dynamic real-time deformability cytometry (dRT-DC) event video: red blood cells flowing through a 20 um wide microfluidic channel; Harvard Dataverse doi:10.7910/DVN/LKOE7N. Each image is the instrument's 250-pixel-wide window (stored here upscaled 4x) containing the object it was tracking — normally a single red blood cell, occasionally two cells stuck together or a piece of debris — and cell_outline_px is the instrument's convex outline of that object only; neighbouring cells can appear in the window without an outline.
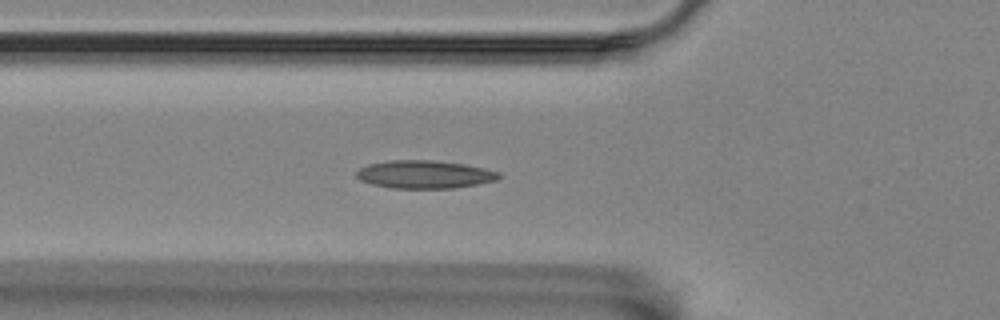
{"species": "Egyptian fruit bat (a non-hibernating species)", "species_latin": "Rousettus aegyptiacus", "temperature_condition": "room temperature", "stored_images_in_passage": 43, "camera_frame_rate_fps": 3000, "um_per_image_px": 0.085, "animal": {"sex": "female"}, "frame": {"image": 1, "passage_image": 5, "time_ms": 1.333, "image_size_px": [1000, 320], "cell_outline_px": [[500, 176], [496, 180], [476, 184], [452, 188], [392, 188], [372, 184], [360, 180], [356, 176], [356, 172], [360, 168], [368, 164], [388, 160], [432, 160], [464, 164], [484, 168], [500, 172]], "centroid_in_image_um": [36.06, 14.82], "position_along_channel_um": 89.7, "area_um2": 23.12}}
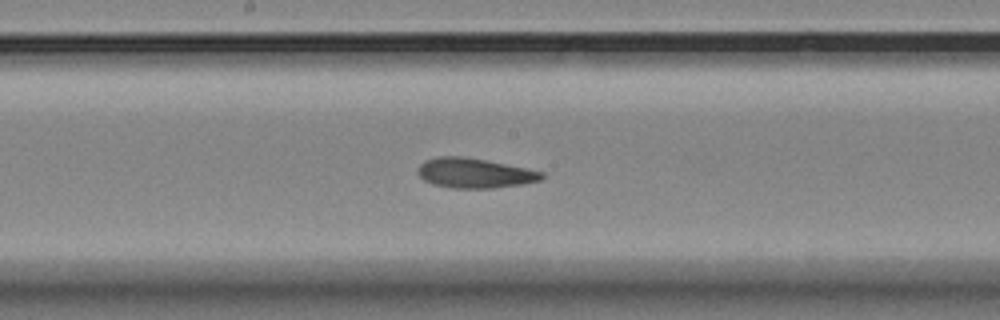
{"frame": {"image": 2, "passage_image": 15, "time_ms": 4.667, "image_size_px": [1000, 320], "cell_outline_px": [[544, 176], [540, 180], [524, 184], [492, 188], [452, 188], [432, 184], [424, 180], [416, 172], [416, 168], [424, 160], [436, 156], [464, 156], [544, 172]], "centroid_in_image_um": [40.27, 14.71], "position_along_channel_um": 207.9, "area_um2": 21.56}}
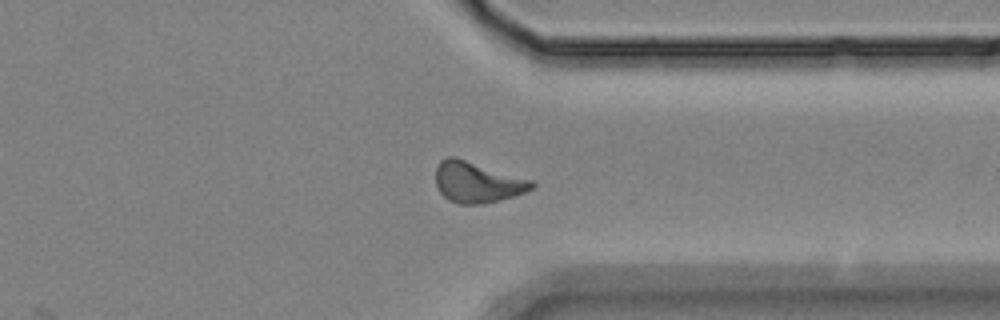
{"frame": {"image": 3, "passage_image": 29, "time_ms": 9.333, "image_size_px": [1000, 320], "cell_outline_px": [[536, 184], [532, 188], [524, 192], [512, 196], [480, 204], [460, 204], [448, 200], [440, 192], [436, 184], [436, 168], [440, 160], [448, 156], [456, 156], [532, 180]], "centroid_in_image_um": [40.53, 15.46], "position_along_channel_um": 370.9, "area_um2": 22.77}, "authors_computed_cell_mechanics": {"area_um2": 21.5016, "velocity_mm_per_s": 3.5122, "shape_relaxation_time_tau1_ms": 6.5922, "shape_relaxation_time_tau2_ms": 3.8659, "deformation_change_tau1": 0.1433, "deformation_change_tau2": 0.1031}}